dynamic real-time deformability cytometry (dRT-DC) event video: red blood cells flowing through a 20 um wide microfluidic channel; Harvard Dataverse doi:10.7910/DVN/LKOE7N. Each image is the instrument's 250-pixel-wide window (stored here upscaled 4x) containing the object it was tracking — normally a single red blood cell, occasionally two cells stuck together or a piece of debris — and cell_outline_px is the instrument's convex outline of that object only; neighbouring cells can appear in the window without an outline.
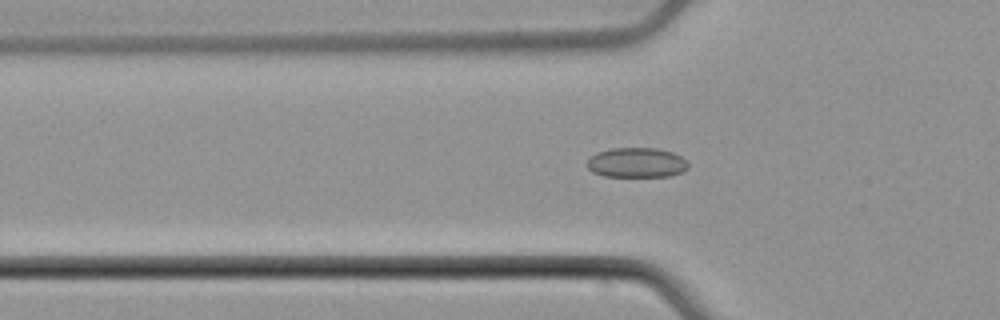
{"species": "common noctule bat (a hibernating species)", "species_latin": "Nyctalus noctula", "temperature_condition": "cold", "stored_images_in_passage": 43, "segment_of_instrument_passage": [1, 2], "camera_frame_rate_fps": 3000, "um_per_image_px": 0.085, "animal": {"sex": "male", "body_mass_g": 21.5, "forearm_length_mm": 52.0}, "frame": {"image": 1, "passage_image": 7, "time_ms": 2.0, "image_size_px": [1000, 320], "cell_outline_px": [[688, 168], [684, 172], [668, 176], [604, 176], [592, 172], [584, 164], [596, 152], [612, 148], [656, 148], [672, 152], [688, 160]], "centroid_in_image_um": [54.11, 13.82], "position_along_channel_um": 71.7, "area_um2": 17.74}}
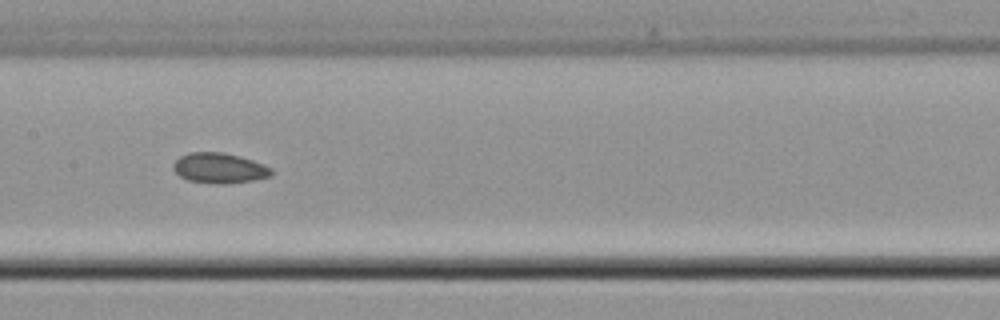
{"frame": {"image": 2, "passage_image": 16, "time_ms": 5.0, "image_size_px": [1000, 320], "cell_outline_px": [[272, 176], [252, 180], [224, 184], [216, 184], [188, 180], [180, 176], [172, 168], [172, 164], [180, 156], [188, 152], [220, 152], [252, 160], [264, 164], [272, 168]], "centroid_in_image_um": [18.63, 14.29], "position_along_channel_um": 188.8, "area_um2": 17.22}}
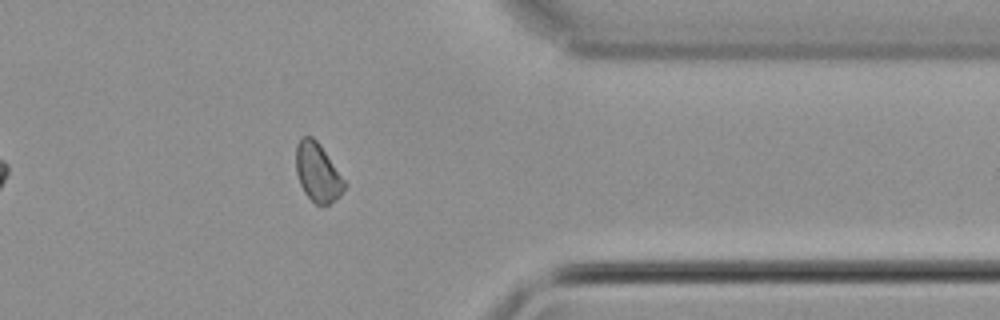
{"frame": {"image": 3, "passage_image": 32, "time_ms": 10.333, "image_size_px": [1000, 320], "cell_outline_px": [[348, 184], [340, 196], [328, 204], [316, 204], [304, 192], [300, 184], [296, 172], [296, 144], [300, 136], [312, 136], [320, 144]], "centroid_in_image_um": [27.01, 14.63], "position_along_channel_um": 384.4, "area_um2": 16.65}}